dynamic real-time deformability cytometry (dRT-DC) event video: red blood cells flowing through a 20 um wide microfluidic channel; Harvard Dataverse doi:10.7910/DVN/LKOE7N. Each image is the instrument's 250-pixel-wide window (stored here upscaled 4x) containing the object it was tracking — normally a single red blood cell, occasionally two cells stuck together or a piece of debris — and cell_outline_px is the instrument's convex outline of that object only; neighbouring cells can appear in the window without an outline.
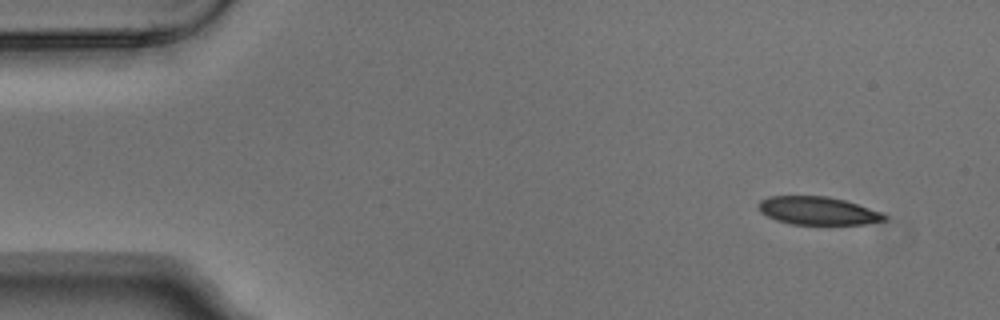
{"species": "Egyptian fruit bat (a non-hibernating species)", "species_latin": "Rousettus aegyptiacus", "temperature_condition": "warm", "stored_images_in_passage": 4, "camera_frame_rate_fps": 3000, "um_per_image_px": 0.085, "animal": {"sex": "male"}, "frame": {"image": 1, "passage_image": 1, "time_ms": 0.0, "image_size_px": [1000, 320], "cell_outline_px": [[888, 220], [864, 224], [792, 224], [776, 220], [760, 212], [756, 204], [760, 200], [768, 196], [828, 196], [844, 200], [880, 212], [888, 216]], "centroid_in_image_um": [69.48, 17.91], "position_along_channel_um": 15.5, "area_um2": 20.58}}
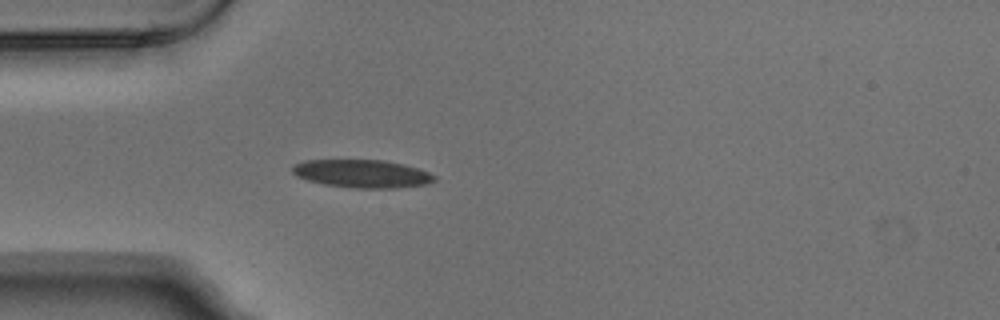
{"frame": {"image": 2, "passage_image": 4, "time_ms": 1.0, "image_size_px": [1000, 320], "cell_outline_px": [[436, 180], [428, 184], [396, 188], [352, 188], [324, 184], [308, 180], [296, 176], [292, 172], [292, 164], [304, 160], [384, 160], [404, 164], [428, 172], [436, 176]], "centroid_in_image_um": [30.77, 14.76], "position_along_channel_um": 54.2, "area_um2": 23.29}}